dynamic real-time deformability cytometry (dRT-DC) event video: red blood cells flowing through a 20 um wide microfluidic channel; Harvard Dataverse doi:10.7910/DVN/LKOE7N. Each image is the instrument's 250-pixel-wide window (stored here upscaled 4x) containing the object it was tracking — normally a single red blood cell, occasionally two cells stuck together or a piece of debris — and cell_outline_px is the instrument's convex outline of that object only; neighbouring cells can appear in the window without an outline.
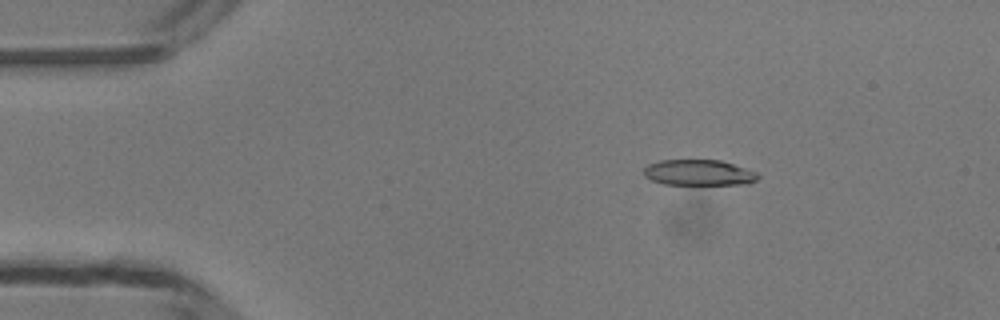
{"species": "common noctule bat (a hibernating species)", "species_latin": "Nyctalus noctula", "temperature_condition": "room temperature", "stored_images_in_passage": 19, "camera_frame_rate_fps": 3000, "um_per_image_px": 0.085, "animal": {"sex": "male", "body_mass_g": 13.3}, "frame": {"image": 1, "passage_image": 8, "time_ms": 2.333, "image_size_px": [1000, 320], "cell_outline_px": [[760, 176], [756, 180], [748, 184], [664, 184], [652, 180], [644, 176], [644, 168], [648, 164], [660, 160], [720, 160], [756, 172]], "centroid_in_image_um": [59.38, 14.67], "position_along_channel_um": 25.6, "area_um2": 16.99}}
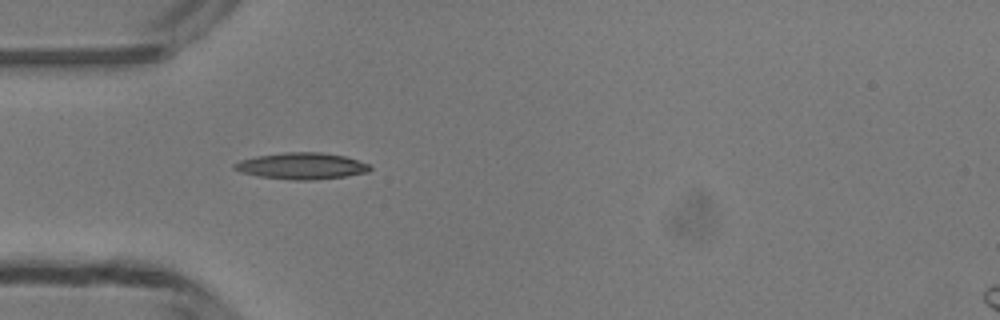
{"frame": {"image": 2, "passage_image": 15, "time_ms": 4.667, "image_size_px": [1000, 320], "cell_outline_px": [[372, 168], [368, 172], [344, 176], [316, 180], [292, 180], [260, 176], [240, 172], [232, 168], [232, 164], [240, 160], [256, 156], [284, 152], [324, 152], [344, 156], [368, 164]], "centroid_in_image_um": [25.61, 14.1], "position_along_channel_um": 59.4, "area_um2": 20.92}}
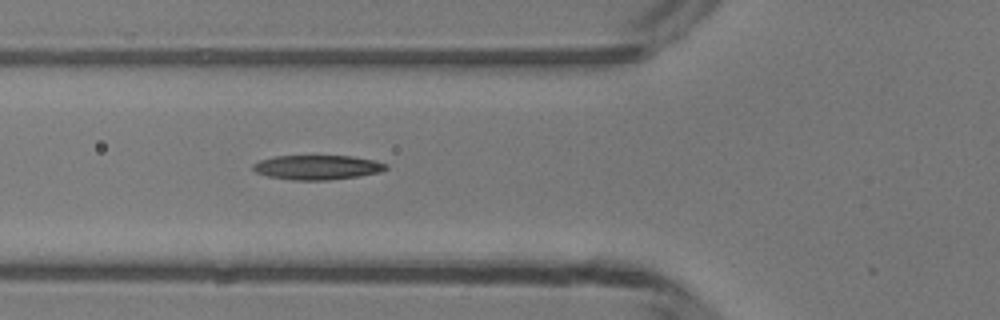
{"frame": {"image": 3, "passage_image": 18, "time_ms": 5.667, "image_size_px": [1000, 320], "cell_outline_px": [[388, 168], [380, 172], [360, 176], [328, 180], [292, 180], [268, 176], [256, 172], [252, 168], [252, 164], [260, 160], [276, 156], [352, 156], [376, 160], [388, 164]], "centroid_in_image_um": [27.0, 14.22], "position_along_channel_um": 98.8, "area_um2": 19.07}}